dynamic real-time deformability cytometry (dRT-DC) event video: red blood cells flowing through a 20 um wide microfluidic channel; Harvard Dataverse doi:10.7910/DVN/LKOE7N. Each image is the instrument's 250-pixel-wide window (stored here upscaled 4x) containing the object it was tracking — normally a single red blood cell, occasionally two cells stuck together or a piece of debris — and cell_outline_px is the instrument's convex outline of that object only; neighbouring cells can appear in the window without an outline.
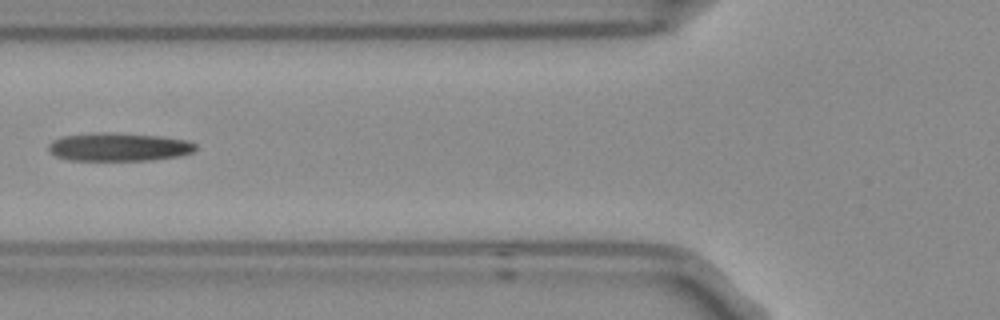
{"species": "Egyptian fruit bat (a non-hibernating species)", "species_latin": "Rousettus aegyptiacus", "temperature_condition": "room temperature", "stored_images_in_passage": 5, "camera_frame_rate_fps": 3000, "um_per_image_px": 0.085, "frame": {"image": 1, "passage_image": 4, "time_ms": 1.0, "image_size_px": [1000, 320], "cell_outline_px": [[196, 148], [192, 152], [180, 156], [152, 160], [68, 160], [56, 156], [48, 148], [48, 144], [52, 140], [64, 136], [96, 132], [104, 132], [160, 136], [188, 140], [196, 144]], "centroid_in_image_um": [10.1, 12.49], "position_along_channel_um": 115.7, "area_um2": 24.22}}